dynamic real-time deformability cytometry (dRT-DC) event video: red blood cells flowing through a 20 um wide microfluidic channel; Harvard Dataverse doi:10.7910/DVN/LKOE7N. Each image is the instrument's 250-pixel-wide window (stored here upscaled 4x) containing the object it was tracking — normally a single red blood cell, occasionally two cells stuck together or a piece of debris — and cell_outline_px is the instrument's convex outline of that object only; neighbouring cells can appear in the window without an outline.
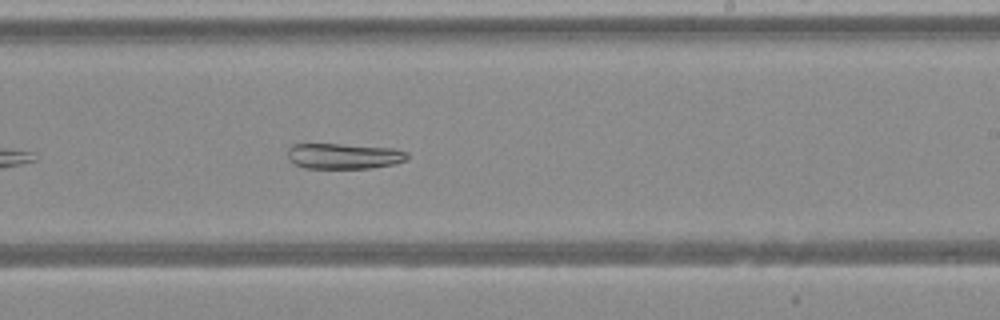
{"species": "Egyptian fruit bat (a non-hibernating species)", "species_latin": "Rousettus aegyptiacus", "temperature_condition": "warm", "stored_images_in_passage": 36, "camera_frame_rate_fps": 3000, "um_per_image_px": 0.085, "animal": {"sex": "female"}, "frame": {"image": 1, "passage_image": 16, "time_ms": 5.0, "image_size_px": [1000, 320], "cell_outline_px": [[408, 160], [392, 164], [372, 168], [304, 168], [288, 160], [288, 148], [292, 144], [340, 144], [392, 148], [408, 152]], "centroid_in_image_um": [29.22, 13.27], "position_along_channel_um": 259.8, "area_um2": 17.86}}